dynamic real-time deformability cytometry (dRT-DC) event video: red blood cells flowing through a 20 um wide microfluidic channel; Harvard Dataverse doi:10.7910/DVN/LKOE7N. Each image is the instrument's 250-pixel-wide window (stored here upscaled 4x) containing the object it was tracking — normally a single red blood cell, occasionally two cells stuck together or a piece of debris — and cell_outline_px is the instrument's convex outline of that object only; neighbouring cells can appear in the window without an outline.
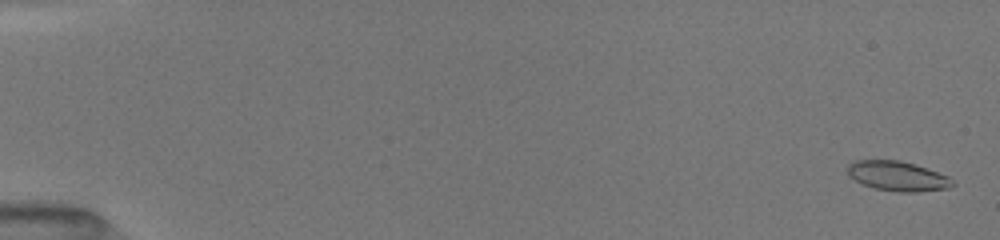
{"species": "common noctule bat (a hibernating species)", "species_latin": "Nyctalus noctula", "temperature_condition": "room temperature", "stored_images_in_passage": 20, "camera_frame_rate_fps": 3000, "um_per_image_px": 0.085, "animal": {"sex": "female", "body_mass_g": 19.5, "forearm_length_mm": 54.1}, "frame": {"image": 1, "passage_image": 2, "time_ms": 0.333, "image_size_px": [1000, 240], "cell_outline_px": [[956, 184], [948, 188], [916, 192], [896, 192], [876, 188], [864, 184], [848, 176], [848, 164], [852, 160], [900, 160], [948, 176]], "centroid_in_image_um": [76.27, 14.97], "position_along_channel_um": 8.7, "area_um2": 17.98}}
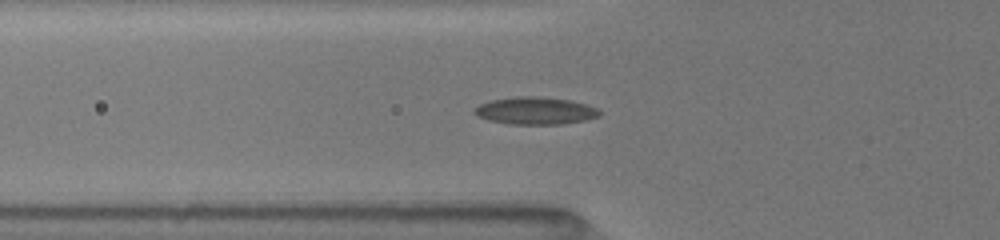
{"frame": {"image": 2, "passage_image": 18, "time_ms": 6.333, "image_size_px": [1000, 240], "cell_outline_px": [[600, 116], [584, 120], [564, 124], [508, 124], [488, 120], [472, 112], [480, 104], [492, 100], [516, 96], [536, 96], [572, 100], [588, 104], [600, 108]], "centroid_in_image_um": [45.56, 9.41], "position_along_channel_um": 80.2, "area_um2": 20.06}}
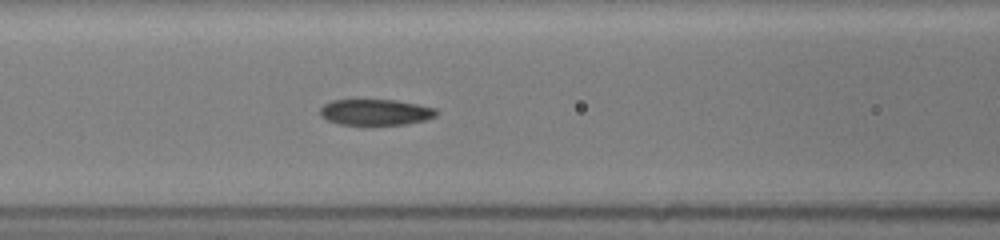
{"frame": {"image": 3, "passage_image": 20, "time_ms": 7.667, "image_size_px": [1000, 240], "cell_outline_px": [[440, 112], [436, 116], [424, 120], [408, 124], [340, 124], [328, 120], [320, 116], [320, 108], [324, 104], [332, 100], [396, 100], [436, 108]], "centroid_in_image_um": [31.94, 9.53], "position_along_channel_um": 134.7, "area_um2": 17.51}}